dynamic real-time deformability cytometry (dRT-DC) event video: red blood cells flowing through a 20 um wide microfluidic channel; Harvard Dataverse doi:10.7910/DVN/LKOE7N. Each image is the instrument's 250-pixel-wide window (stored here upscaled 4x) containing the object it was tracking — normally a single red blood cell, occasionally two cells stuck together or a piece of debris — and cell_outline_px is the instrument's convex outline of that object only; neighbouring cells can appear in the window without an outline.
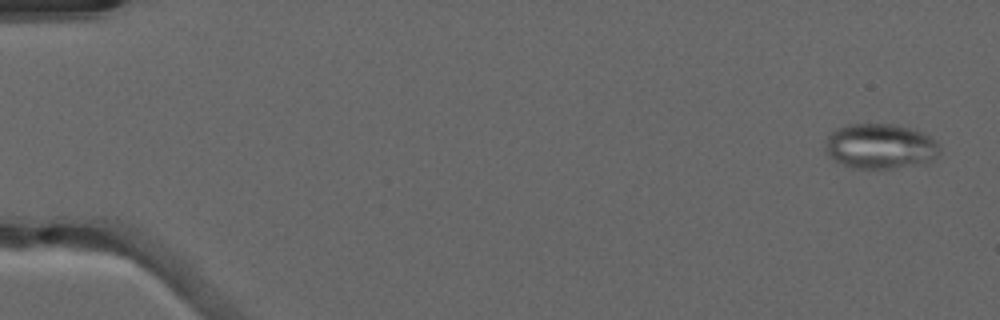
{"species": "common noctule bat (a hibernating species)", "species_latin": "Nyctalus noctula", "temperature_condition": "warm", "stored_images_in_passage": 51, "camera_frame_rate_fps": 3000, "um_per_image_px": 0.085, "animal": {"sex": "male", "forearm_length_mm": 52.5}, "frame": {"image": 1, "passage_image": 2, "time_ms": 0.333, "image_size_px": [1000, 320], "cell_outline_px": [[940, 156], [928, 164], [892, 168], [852, 168], [828, 156], [824, 152], [824, 144], [828, 136], [836, 128], [848, 124], [892, 124], [908, 128], [920, 132], [936, 140], [940, 144]], "centroid_in_image_um": [74.85, 12.45], "position_along_channel_um": 10.2, "area_um2": 30.46}}
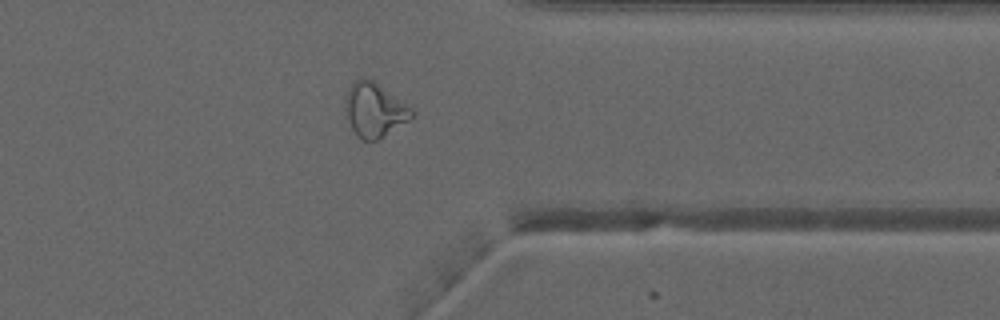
{"frame": {"image": 2, "passage_image": 41, "time_ms": 13.333, "image_size_px": [1000, 320], "cell_outline_px": [[416, 112], [408, 120], [384, 136], [376, 140], [364, 140], [352, 128], [344, 116], [344, 104], [348, 88], [360, 76], [368, 76], [376, 80], [412, 108]], "centroid_in_image_um": [31.81, 9.27], "position_along_channel_um": 379.6, "area_um2": 21.27}}
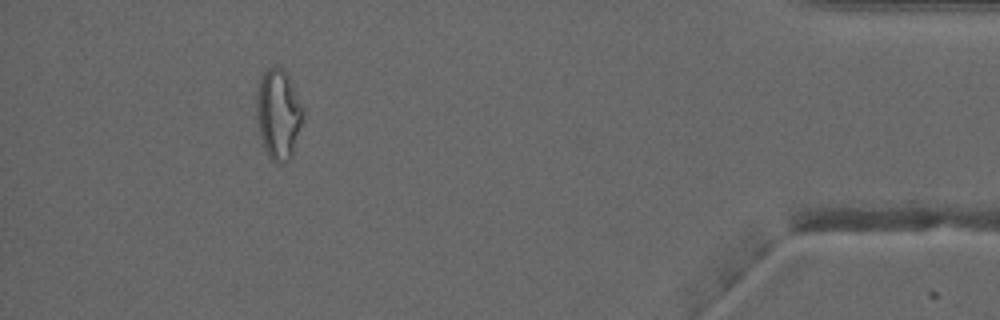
{"frame": {"image": 3, "passage_image": 47, "time_ms": 15.333, "image_size_px": [1000, 320], "cell_outline_px": [[304, 112], [292, 156], [288, 160], [272, 160], [268, 156], [264, 148], [260, 136], [256, 112], [256, 96], [260, 80], [264, 72], [268, 68], [276, 64], [284, 68], [288, 72], [304, 108]], "centroid_in_image_um": [23.67, 9.61], "position_along_channel_um": 411.5, "area_um2": 24.51}, "authors_computed_cell_mechanics": {"area_um2": 23.698, "velocity_mm_per_s": 4.0691, "shape_relaxation_time_tau1_ms": null, "shape_relaxation_time_tau2_ms": 1.4388, "deformation_change_tau1": null, "deformation_change_tau2": 0.0944}}